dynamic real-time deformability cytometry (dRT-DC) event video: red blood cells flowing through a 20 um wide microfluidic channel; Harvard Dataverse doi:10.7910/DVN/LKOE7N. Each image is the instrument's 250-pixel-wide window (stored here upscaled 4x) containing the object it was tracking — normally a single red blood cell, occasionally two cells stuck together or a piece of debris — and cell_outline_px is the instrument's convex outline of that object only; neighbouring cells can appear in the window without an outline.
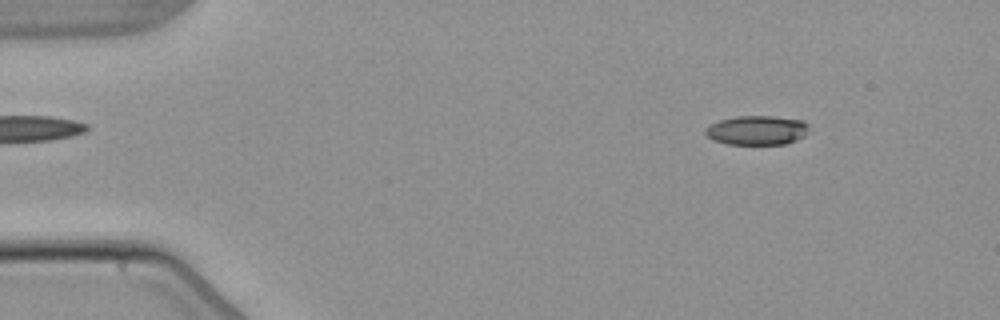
{"species": "common noctule bat (a hibernating species)", "species_latin": "Nyctalus noctula", "temperature_condition": "warm", "stored_images_in_passage": 5, "camera_frame_rate_fps": 3000, "um_per_image_px": 0.085, "animal": {"sex": "male", "body_mass_g": 21.5, "forearm_length_mm": 52.0}, "frame": {"image": 1, "passage_image": 1, "time_ms": 0.0, "image_size_px": [1000, 320], "cell_outline_px": [[808, 128], [804, 136], [788, 144], [728, 144], [712, 140], [704, 132], [704, 128], [708, 124], [720, 120], [736, 116], [772, 116], [804, 120], [808, 124]], "centroid_in_image_um": [64.32, 11.07], "position_along_channel_um": 20.7, "area_um2": 17.86}}
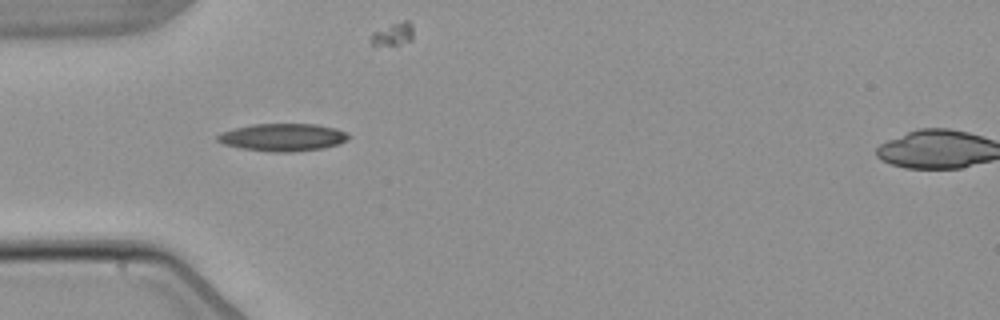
{"frame": {"image": 2, "passage_image": 3, "time_ms": 3.333, "image_size_px": [1000, 320], "cell_outline_px": [[352, 136], [348, 140], [340, 144], [324, 148], [292, 152], [272, 152], [240, 148], [224, 144], [216, 140], [216, 136], [220, 132], [252, 124], [316, 124], [336, 128], [348, 132]], "centroid_in_image_um": [24.08, 11.67], "position_along_channel_um": 60.9, "area_um2": 21.33}}
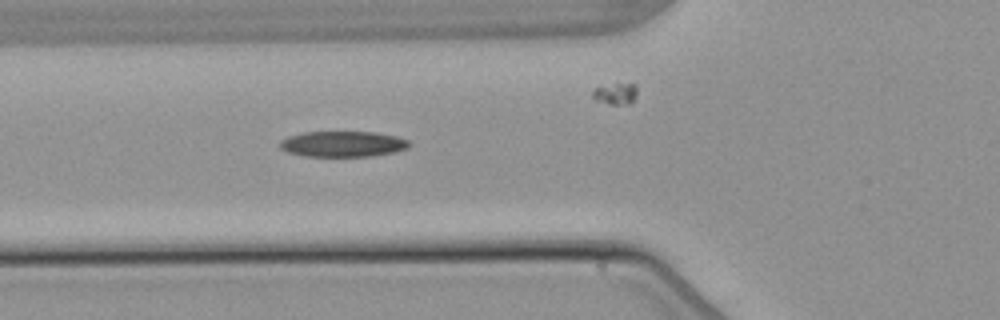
{"frame": {"image": 3, "passage_image": 4, "time_ms": 4.333, "image_size_px": [1000, 320], "cell_outline_px": [[412, 144], [408, 148], [396, 152], [372, 156], [304, 156], [288, 152], [280, 148], [280, 140], [288, 136], [304, 132], [376, 132], [396, 136], [408, 140]], "centroid_in_image_um": [29.17, 12.24], "position_along_channel_um": 96.6, "area_um2": 19.48}}